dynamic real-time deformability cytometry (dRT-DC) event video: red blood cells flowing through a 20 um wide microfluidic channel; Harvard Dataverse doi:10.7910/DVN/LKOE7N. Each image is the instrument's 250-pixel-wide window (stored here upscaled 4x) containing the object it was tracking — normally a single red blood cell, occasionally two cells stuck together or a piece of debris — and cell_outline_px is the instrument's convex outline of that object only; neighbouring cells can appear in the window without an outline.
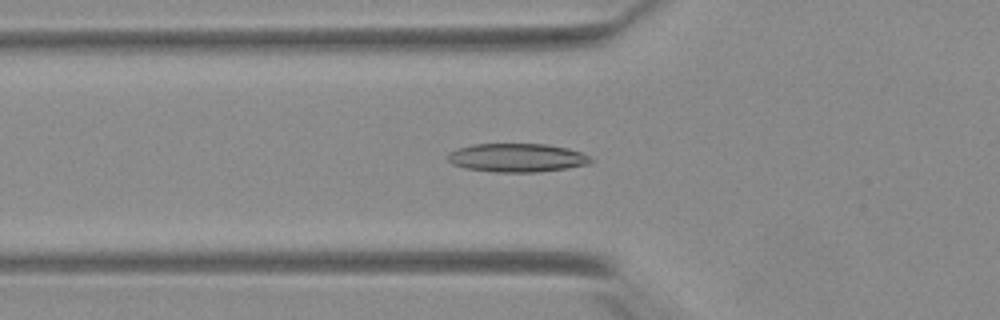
{"species": "Egyptian fruit bat (a non-hibernating species)", "species_latin": "Rousettus aegyptiacus", "temperature_condition": "warm", "stored_images_in_passage": 54, "camera_frame_rate_fps": 3000, "um_per_image_px": 0.085, "animal": {"sex": "female"}, "frame": {"image": 1, "passage_image": 20, "time_ms": 6.333, "image_size_px": [1000, 320], "cell_outline_px": [[592, 160], [588, 164], [564, 168], [536, 172], [496, 172], [464, 168], [452, 164], [448, 160], [448, 156], [456, 148], [472, 144], [544, 144], [568, 148], [580, 152], [588, 156]], "centroid_in_image_um": [43.9, 13.4], "position_along_channel_um": 81.9, "area_um2": 23.58}}
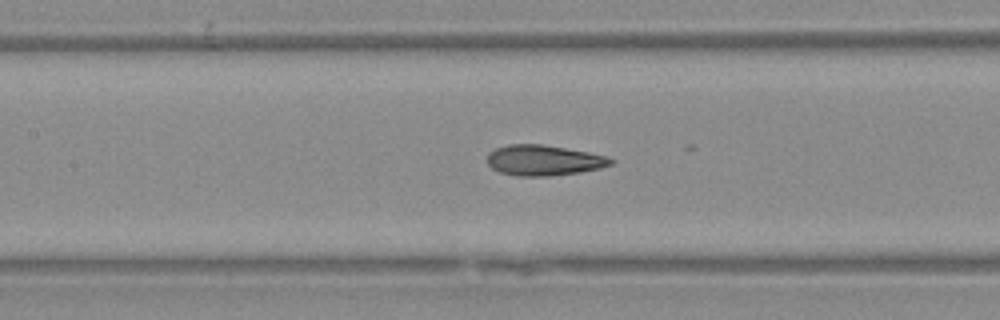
{"frame": {"image": 2, "passage_image": 26, "time_ms": 8.333, "image_size_px": [1000, 320], "cell_outline_px": [[616, 160], [612, 164], [600, 168], [580, 172], [548, 176], [516, 176], [500, 172], [492, 168], [488, 164], [488, 152], [496, 148], [508, 144], [544, 144], [588, 152], [608, 156]], "centroid_in_image_um": [46.23, 13.62], "position_along_channel_um": 161.2, "area_um2": 22.08}}
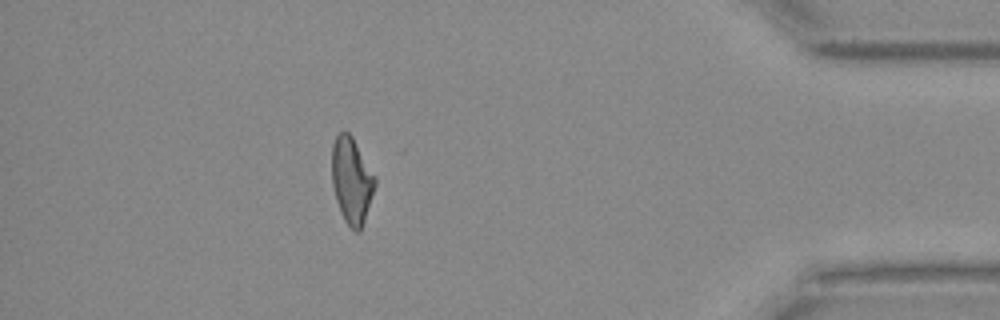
{"frame": {"image": 3, "passage_image": 48, "time_ms": 15.667, "image_size_px": [1000, 320], "cell_outline_px": [[376, 184], [360, 232], [356, 232], [344, 220], [340, 212], [336, 200], [332, 184], [332, 144], [336, 136], [340, 132], [348, 132], [352, 136], [376, 176]], "centroid_in_image_um": [29.89, 15.33], "position_along_channel_um": 405.3, "area_um2": 21.62}}